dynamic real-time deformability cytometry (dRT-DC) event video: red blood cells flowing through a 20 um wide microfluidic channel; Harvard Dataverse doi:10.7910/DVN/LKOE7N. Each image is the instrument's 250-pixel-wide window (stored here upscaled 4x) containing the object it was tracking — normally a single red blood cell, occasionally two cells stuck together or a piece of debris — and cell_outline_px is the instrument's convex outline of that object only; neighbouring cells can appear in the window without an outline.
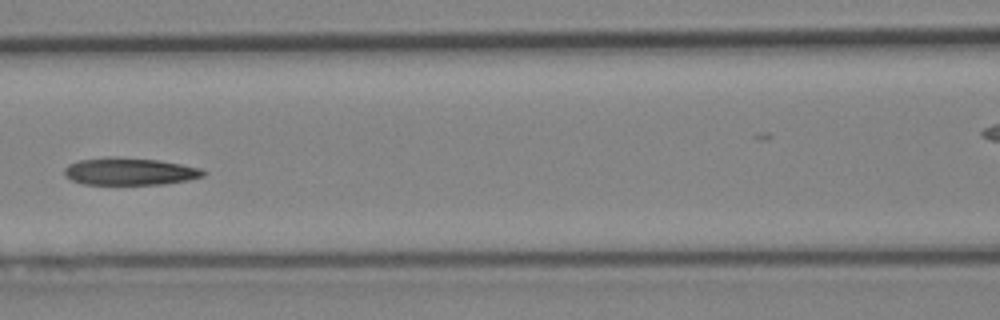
{"species": "Egyptian fruit bat (a non-hibernating species)", "species_latin": "Rousettus aegyptiacus", "temperature_condition": "cold", "stored_images_in_passage": 7, "segment_of_instrument_passage": [1, 2], "camera_frame_rate_fps": 3000, "um_per_image_px": 0.085, "animal": {"sex": "female"}, "frame": {"image": 1, "passage_image": 6, "time_ms": 5.667, "image_size_px": [1000, 320], "cell_outline_px": [[208, 172], [204, 176], [188, 180], [164, 184], [84, 184], [72, 180], [64, 176], [64, 168], [68, 164], [80, 160], [112, 156], [116, 156], [156, 160], [180, 164], [200, 168]], "centroid_in_image_um": [11.01, 14.57], "position_along_channel_um": 155.6, "area_um2": 22.14}}